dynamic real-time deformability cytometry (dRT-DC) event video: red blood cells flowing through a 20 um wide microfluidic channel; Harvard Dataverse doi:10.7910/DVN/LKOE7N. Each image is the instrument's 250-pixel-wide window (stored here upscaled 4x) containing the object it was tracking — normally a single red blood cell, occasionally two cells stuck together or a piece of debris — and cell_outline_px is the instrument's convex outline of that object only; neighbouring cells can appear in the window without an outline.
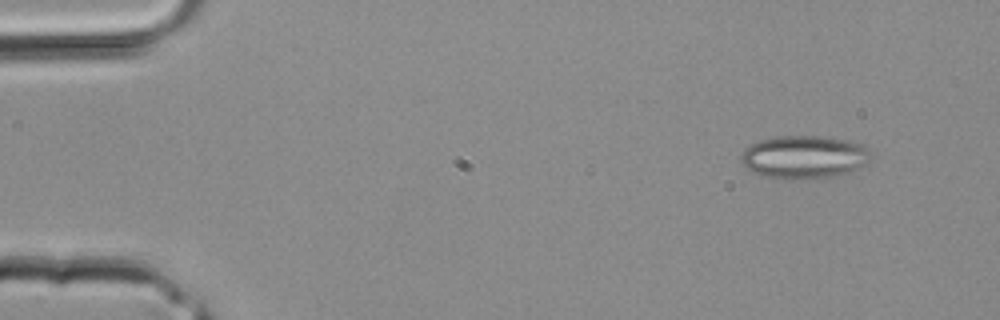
{"species": "common noctule bat (a hibernating species)", "species_latin": "Nyctalus noctula", "temperature_condition": "room temperature", "stored_images_in_passage": 3, "camera_frame_rate_fps": 3000, "um_per_image_px": 0.085, "animal": {"sex": "male", "body_mass_g": 20.4}, "frame": {"image": 1, "passage_image": 1, "time_ms": 0.0, "image_size_px": [1000, 320], "cell_outline_px": [[872, 160], [848, 172], [836, 176], [804, 180], [760, 176], [752, 172], [740, 160], [740, 152], [744, 148], [760, 140], [776, 136], [828, 136], [848, 140], [872, 148]], "centroid_in_image_um": [68.37, 13.34], "position_along_channel_um": 16.6, "area_um2": 33.12}}